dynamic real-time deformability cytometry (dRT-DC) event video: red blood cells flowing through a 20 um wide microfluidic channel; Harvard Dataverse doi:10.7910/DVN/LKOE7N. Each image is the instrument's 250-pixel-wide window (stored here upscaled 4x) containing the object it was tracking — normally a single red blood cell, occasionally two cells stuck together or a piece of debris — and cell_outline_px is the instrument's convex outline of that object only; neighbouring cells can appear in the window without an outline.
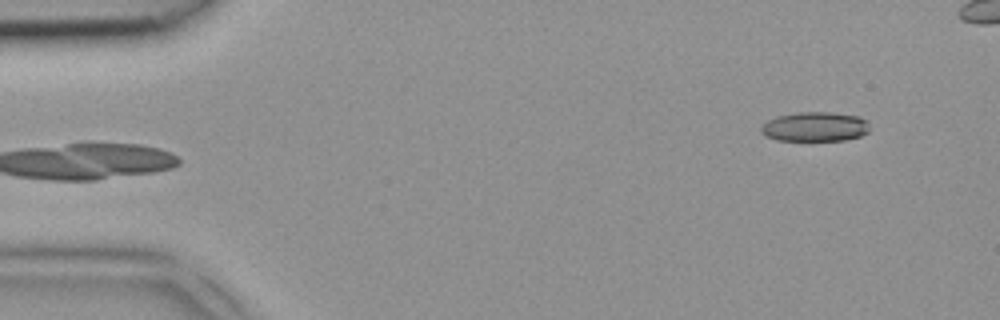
{"species": "common noctule bat (a hibernating species)", "species_latin": "Nyctalus noctula", "temperature_condition": "room temperature", "stored_images_in_passage": 3, "camera_frame_rate_fps": 3000, "um_per_image_px": 0.085, "animal": {"sex": "female", "body_mass_g": 18.4}, "frame": {"image": 1, "passage_image": 3, "time_ms": 0.667, "image_size_px": [1000, 320], "cell_outline_px": [[872, 128], [868, 132], [860, 136], [844, 140], [776, 140], [764, 136], [760, 132], [760, 128], [768, 120], [776, 116], [796, 112], [832, 112], [860, 116]], "centroid_in_image_um": [69.27, 10.76], "position_along_channel_um": 15.7, "area_um2": 18.84}}